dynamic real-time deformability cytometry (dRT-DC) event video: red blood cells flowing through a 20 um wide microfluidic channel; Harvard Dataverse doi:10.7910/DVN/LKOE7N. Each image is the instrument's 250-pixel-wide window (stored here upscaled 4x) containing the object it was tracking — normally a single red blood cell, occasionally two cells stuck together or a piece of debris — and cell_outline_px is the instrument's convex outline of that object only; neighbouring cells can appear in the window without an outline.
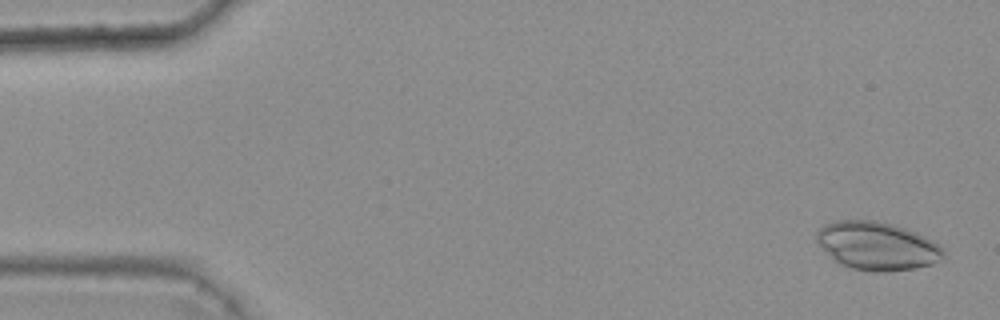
{"species": "common noctule bat (a hibernating species)", "species_latin": "Nyctalus noctula", "temperature_condition": "warm", "stored_images_in_passage": 46, "camera_frame_rate_fps": 3000, "um_per_image_px": 0.085, "animal": {"sex": "female", "body_mass_g": 25.1}, "frame": {"image": 1, "passage_image": 2, "time_ms": 0.333, "image_size_px": [1000, 320], "cell_outline_px": [[944, 256], [932, 264], [916, 268], [884, 272], [876, 272], [852, 268], [840, 264], [816, 240], [816, 232], [824, 224], [836, 220], [872, 220], [892, 224], [916, 232], [940, 244], [944, 248]], "centroid_in_image_um": [74.58, 20.89], "position_along_channel_um": 10.4, "area_um2": 35.37}}
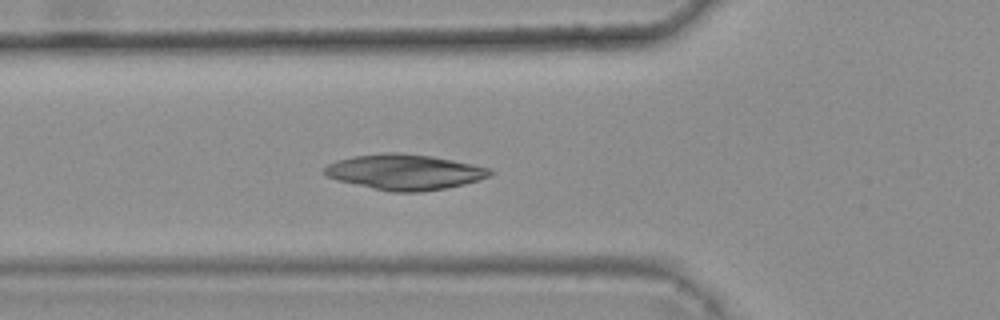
{"frame": {"image": 2, "passage_image": 19, "time_ms": 6.0, "image_size_px": [1000, 320], "cell_outline_px": [[492, 172], [488, 176], [480, 180], [464, 184], [444, 188], [420, 192], [392, 192], [372, 188], [336, 180], [320, 172], [328, 164], [336, 160], [352, 156], [384, 152], [400, 152], [432, 156], [472, 164], [488, 168]], "centroid_in_image_um": [34.33, 14.61], "position_along_channel_um": 91.5, "area_um2": 34.22}}
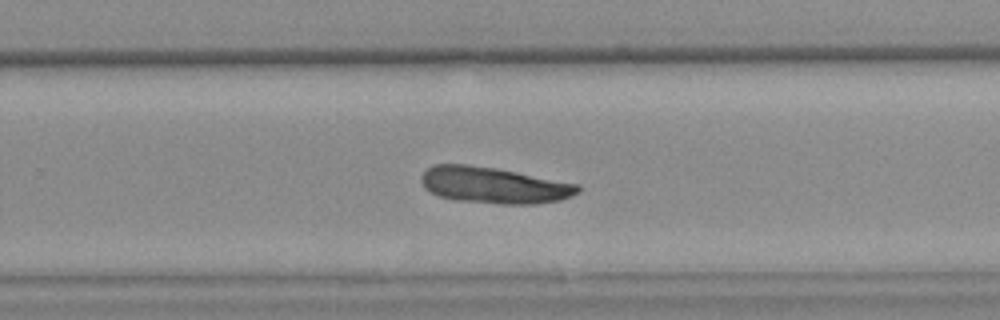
{"frame": {"image": 3, "passage_image": 35, "time_ms": 11.333, "image_size_px": [1000, 320], "cell_outline_px": [[580, 192], [572, 196], [560, 200], [536, 204], [500, 204], [456, 200], [440, 196], [424, 188], [420, 180], [420, 176], [432, 164], [468, 164], [496, 168], [580, 184]], "centroid_in_image_um": [41.99, 15.74], "position_along_channel_um": 287.8, "area_um2": 33.29}}